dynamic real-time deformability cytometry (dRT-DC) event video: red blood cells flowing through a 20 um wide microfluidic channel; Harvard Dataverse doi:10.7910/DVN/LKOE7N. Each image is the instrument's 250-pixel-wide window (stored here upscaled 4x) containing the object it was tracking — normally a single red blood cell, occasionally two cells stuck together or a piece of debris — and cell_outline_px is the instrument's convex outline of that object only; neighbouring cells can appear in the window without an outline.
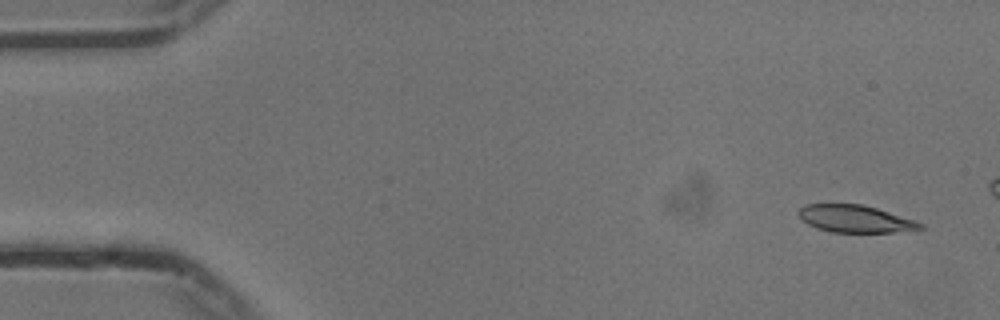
{"species": "common noctule bat (a hibernating species)", "species_latin": "Nyctalus noctula", "temperature_condition": "cold", "stored_images_in_passage": 15, "camera_frame_rate_fps": 3000, "um_per_image_px": 0.085, "animal": {"sex": "male", "body_mass_g": 13.3}, "frame": {"image": 1, "passage_image": 3, "time_ms": 0.667, "image_size_px": [1000, 320], "cell_outline_px": [[924, 228], [892, 232], [832, 232], [816, 228], [800, 220], [800, 208], [804, 204], [860, 204], [876, 208], [924, 224]], "centroid_in_image_um": [72.64, 18.6], "position_along_channel_um": 12.4, "area_um2": 19.02}}